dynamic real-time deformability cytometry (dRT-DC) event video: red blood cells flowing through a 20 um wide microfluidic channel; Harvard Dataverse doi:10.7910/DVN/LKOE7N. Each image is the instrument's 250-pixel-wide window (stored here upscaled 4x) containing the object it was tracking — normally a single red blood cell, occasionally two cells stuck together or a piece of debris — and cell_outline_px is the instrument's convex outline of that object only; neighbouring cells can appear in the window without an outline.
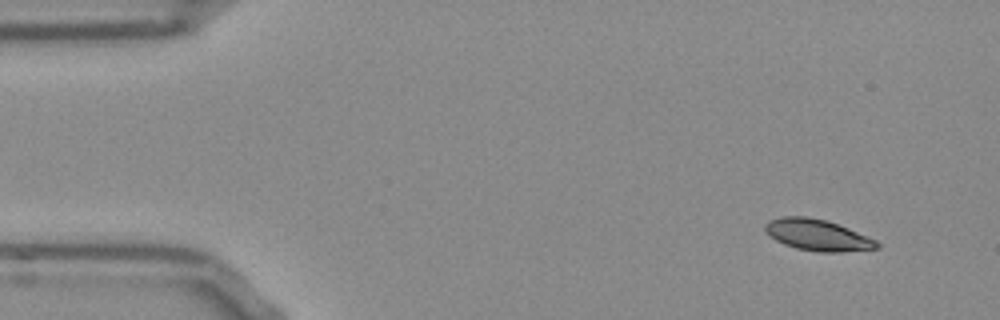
{"species": "Egyptian fruit bat (a non-hibernating species)", "species_latin": "Rousettus aegyptiacus", "temperature_condition": "room temperature", "stored_images_in_passage": 50, "camera_frame_rate_fps": 3000, "um_per_image_px": 0.085, "frame": {"image": 1, "passage_image": 1, "time_ms": 0.0, "image_size_px": [1000, 320], "cell_outline_px": [[880, 248], [840, 252], [820, 252], [796, 248], [784, 244], [776, 240], [764, 232], [764, 224], [772, 220], [784, 216], [808, 216], [824, 220], [848, 228], [876, 240], [880, 244]], "centroid_in_image_um": [69.48, 19.98], "position_along_channel_um": 15.5, "area_um2": 20.23}}
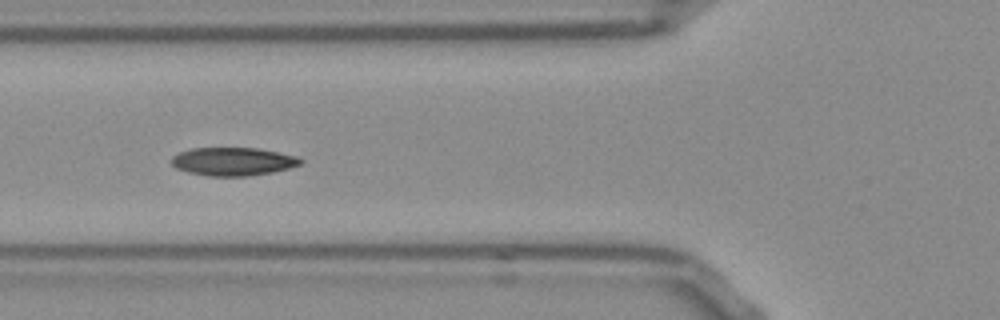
{"frame": {"image": 2, "passage_image": 16, "time_ms": 5.0, "image_size_px": [1000, 320], "cell_outline_px": [[304, 164], [272, 172], [248, 176], [208, 176], [188, 172], [176, 168], [172, 164], [172, 156], [180, 152], [192, 148], [256, 148], [296, 156], [304, 160]], "centroid_in_image_um": [19.82, 13.73], "position_along_channel_um": 106.0, "area_um2": 21.15}}
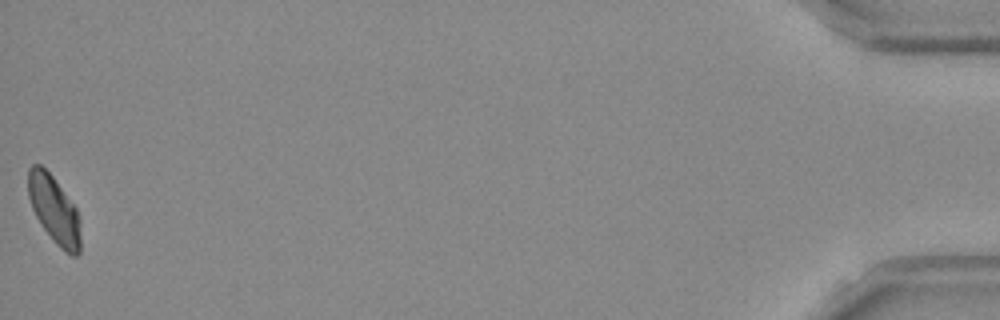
{"frame": {"image": 3, "passage_image": 50, "time_ms": 16.333, "image_size_px": [1000, 320], "cell_outline_px": [[80, 252], [76, 256], [72, 256], [64, 252], [56, 244], [40, 224], [32, 208], [28, 196], [28, 168], [32, 164], [40, 164], [52, 176], [76, 208], [80, 220]], "centroid_in_image_um": [4.6, 17.85], "position_along_channel_um": 430.6, "area_um2": 20.63}, "authors_computed_cell_mechanics": {"area_um2": 20.8947, "velocity_mm_per_s": 3.7712, "shape_relaxation_time_tau1_ms": 3.3729, "shape_relaxation_time_tau2_ms": 3.4168, "deformation_change_tau1": 0.119, "deformation_change_tau2": 0.0535}}